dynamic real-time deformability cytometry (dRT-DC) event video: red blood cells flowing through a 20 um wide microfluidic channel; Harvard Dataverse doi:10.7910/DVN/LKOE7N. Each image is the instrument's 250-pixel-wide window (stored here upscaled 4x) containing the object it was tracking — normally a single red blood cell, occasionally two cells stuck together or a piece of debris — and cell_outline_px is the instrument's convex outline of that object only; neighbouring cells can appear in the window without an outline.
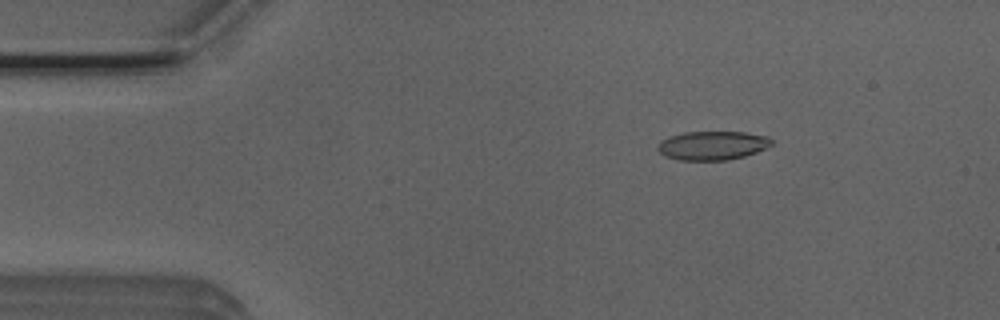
{"species": "Egyptian fruit bat (a non-hibernating species)", "species_latin": "Rousettus aegyptiacus", "temperature_condition": "room temperature", "stored_images_in_passage": 52, "camera_frame_rate_fps": 3000, "um_per_image_px": 0.085, "animal": {"sex": "male"}, "frame": {"image": 1, "passage_image": 8, "time_ms": 2.333, "image_size_px": [1000, 320], "cell_outline_px": [[772, 144], [756, 152], [744, 156], [728, 160], [680, 160], [664, 156], [656, 148], [660, 140], [684, 132], [744, 132], [768, 136], [772, 140]], "centroid_in_image_um": [60.54, 12.37], "position_along_channel_um": 24.5, "area_um2": 19.07}}
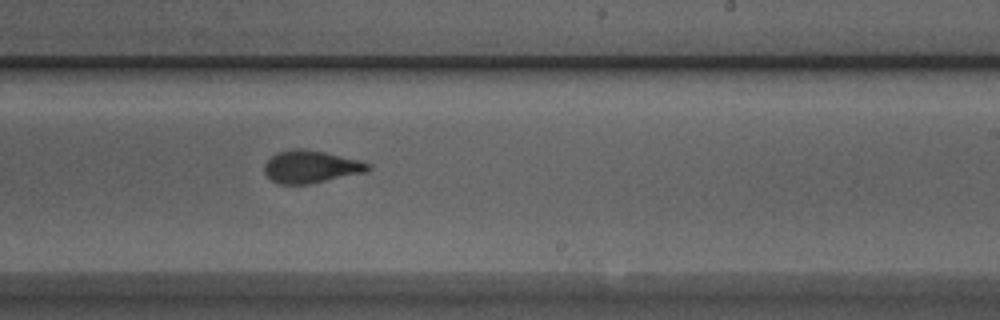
{"frame": {"image": 2, "passage_image": 31, "time_ms": 10.0, "image_size_px": [1000, 320], "cell_outline_px": [[372, 168], [368, 172], [308, 184], [276, 184], [264, 172], [264, 164], [276, 152], [292, 148], [300, 148], [324, 152], [360, 160], [372, 164]], "centroid_in_image_um": [26.45, 14.17], "position_along_channel_um": 262.6, "area_um2": 19.83}}
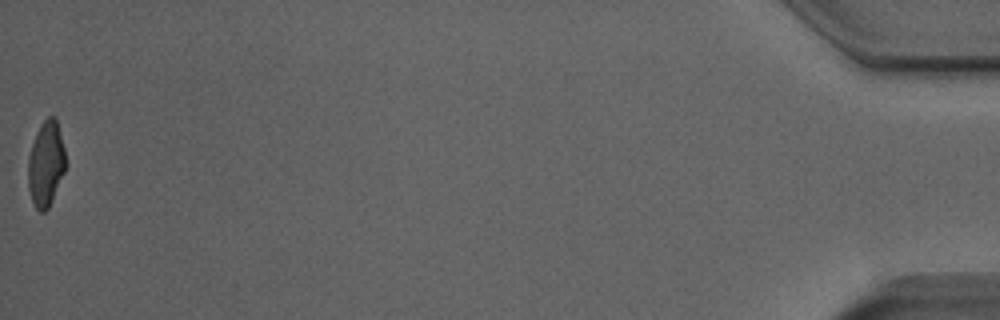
{"frame": {"image": 3, "passage_image": 52, "time_ms": 17.0, "image_size_px": [1000, 320], "cell_outline_px": [[68, 164], [52, 200], [48, 208], [44, 212], [40, 212], [36, 208], [32, 200], [28, 188], [28, 156], [32, 144], [40, 124], [48, 116], [56, 116]], "centroid_in_image_um": [3.92, 13.91], "position_along_channel_um": 431.3, "area_um2": 18.84}, "authors_computed_cell_mechanics": {"area_um2": 19.7387, "velocity_mm_per_s": 3.9356, "shape_relaxation_time_tau1_ms": 4.392, "shape_relaxation_time_tau2_ms": 1.3666, "deformation_change_tau1": 0.153, "deformation_change_tau2": 0.0756}}